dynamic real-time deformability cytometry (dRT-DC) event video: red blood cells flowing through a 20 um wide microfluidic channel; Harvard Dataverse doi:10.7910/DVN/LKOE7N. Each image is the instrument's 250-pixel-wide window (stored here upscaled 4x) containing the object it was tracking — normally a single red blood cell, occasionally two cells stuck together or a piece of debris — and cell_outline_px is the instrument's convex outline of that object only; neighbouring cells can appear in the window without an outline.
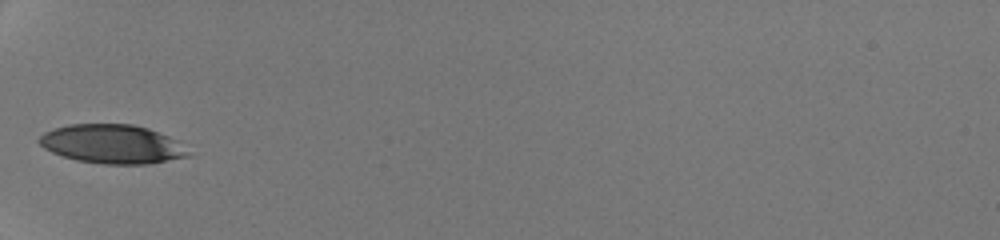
{"species": "human", "species_latin": "Homo sapiens", "temperature_condition": "room temperature", "stored_images_in_passage": 9, "camera_frame_rate_fps": 3000, "um_per_image_px": 0.085, "donor": {"sex": "male"}, "frame": {"image": 1, "passage_image": 1, "time_ms": 0.0, "image_size_px": [1000, 240], "cell_outline_px": [[192, 156], [148, 164], [104, 164], [76, 160], [52, 152], [44, 148], [36, 140], [44, 132], [68, 124], [132, 124], [148, 128], [168, 136], [176, 140]], "centroid_in_image_um": [9.52, 12.25], "position_along_channel_um": 75.5, "area_um2": 33.7}}
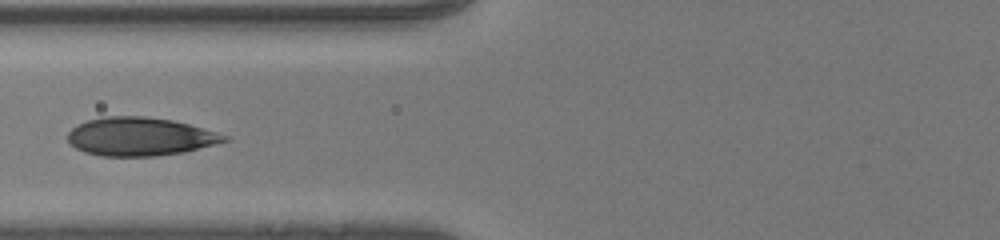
{"frame": {"image": 2, "passage_image": 4, "time_ms": 1.0, "image_size_px": [1000, 240], "cell_outline_px": [[232, 140], [184, 152], [156, 156], [100, 156], [84, 152], [76, 148], [68, 140], [68, 132], [76, 124], [88, 120], [104, 116], [144, 116], [172, 120], [188, 124], [216, 132], [228, 136]], "centroid_in_image_um": [11.9, 11.61], "position_along_channel_um": 113.9, "area_um2": 35.08}}